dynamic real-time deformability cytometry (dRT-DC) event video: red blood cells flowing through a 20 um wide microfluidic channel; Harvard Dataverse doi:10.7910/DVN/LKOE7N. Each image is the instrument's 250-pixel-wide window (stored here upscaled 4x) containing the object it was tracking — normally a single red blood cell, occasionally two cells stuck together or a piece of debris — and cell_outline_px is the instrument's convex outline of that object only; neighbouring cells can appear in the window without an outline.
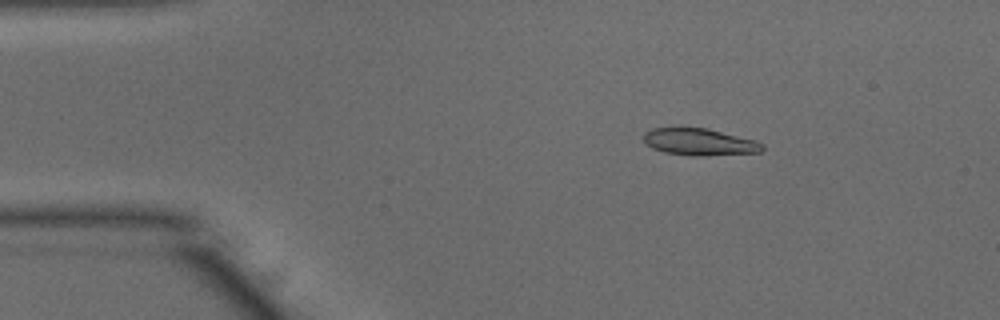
{"species": "common noctule bat (a hibernating species)", "species_latin": "Nyctalus noctula", "temperature_condition": "warm", "stored_images_in_passage": 50, "camera_frame_rate_fps": 3000, "um_per_image_px": 0.085, "animal": {"sex": "male", "body_mass_g": 15.6}, "frame": {"image": 1, "passage_image": 7, "time_ms": 2.0, "image_size_px": [1000, 320], "cell_outline_px": [[764, 148], [760, 152], [704, 156], [692, 156], [664, 152], [652, 148], [644, 144], [644, 132], [652, 128], [680, 124], [708, 128], [756, 140], [764, 144]], "centroid_in_image_um": [59.39, 12.02], "position_along_channel_um": 25.6, "area_um2": 19.59}}
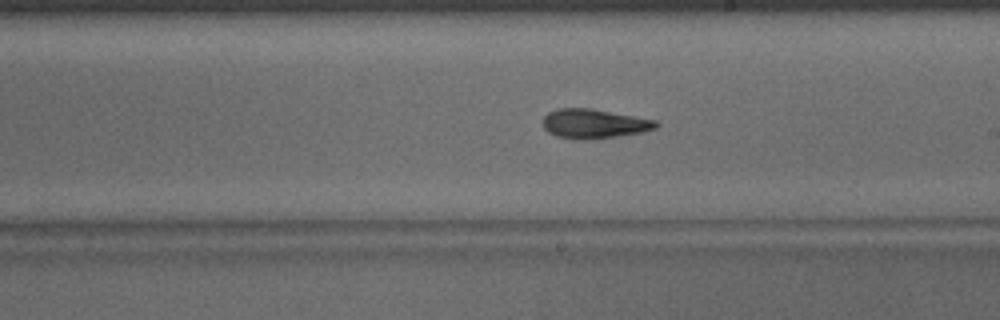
{"frame": {"image": 2, "passage_image": 28, "time_ms": 9.0, "image_size_px": [1000, 320], "cell_outline_px": [[660, 124], [656, 128], [640, 132], [592, 140], [588, 140], [556, 136], [548, 132], [544, 128], [544, 116], [548, 112], [556, 108], [592, 108], [656, 120]], "centroid_in_image_um": [50.49, 10.5], "position_along_channel_um": 238.5, "area_um2": 19.31}}
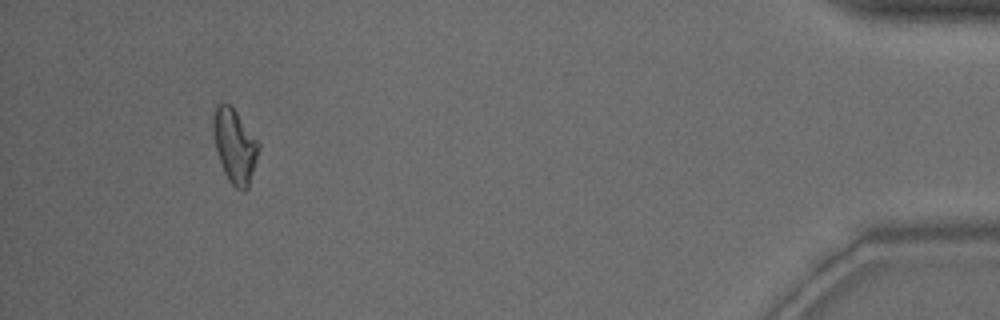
{"frame": {"image": 3, "passage_image": 47, "time_ms": 15.333, "image_size_px": [1000, 320], "cell_outline_px": [[260, 148], [248, 188], [244, 192], [236, 188], [228, 180], [224, 172], [216, 148], [212, 132], [212, 112], [216, 104], [220, 100], [232, 104], [260, 144]], "centroid_in_image_um": [19.93, 12.32], "position_along_channel_um": 415.3, "area_um2": 20.06}, "authors_computed_cell_mechanics": {"area_um2": 19.1607, "velocity_mm_per_s": 3.8883, "shape_relaxation_time_tau1_ms": 4.3139, "shape_relaxation_time_tau2_ms": 2.2887, "deformation_change_tau1": 0.1546, "deformation_change_tau2": 0.0948}}